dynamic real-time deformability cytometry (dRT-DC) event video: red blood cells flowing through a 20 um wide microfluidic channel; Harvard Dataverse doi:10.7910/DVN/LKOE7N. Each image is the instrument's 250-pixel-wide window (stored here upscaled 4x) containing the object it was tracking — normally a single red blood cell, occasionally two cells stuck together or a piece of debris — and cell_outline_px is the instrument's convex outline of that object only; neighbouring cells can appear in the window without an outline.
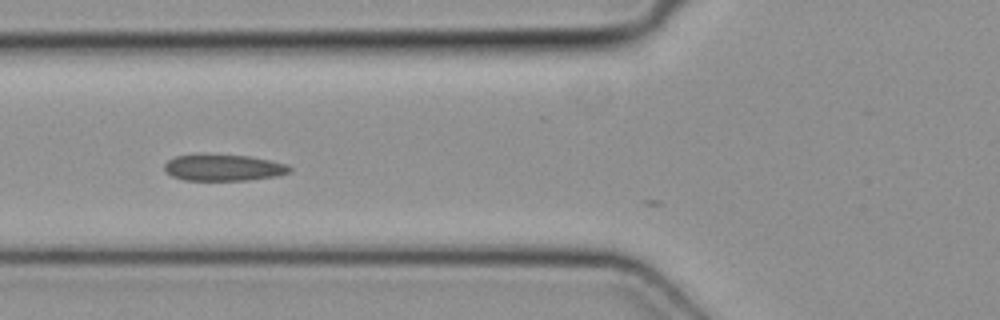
{"species": "common noctule bat (a hibernating species)", "species_latin": "Nyctalus noctula", "temperature_condition": "cold", "stored_images_in_passage": 7, "camera_frame_rate_fps": 3000, "um_per_image_px": 0.085, "animal": {"sex": "female", "body_mass_g": 19.3, "forearm_length_mm": 54.1}, "frame": {"image": 1, "passage_image": 2, "time_ms": 0.333, "image_size_px": [1000, 320], "cell_outline_px": [[292, 172], [276, 176], [248, 180], [184, 180], [172, 176], [164, 168], [164, 164], [168, 160], [176, 156], [200, 152], [248, 156], [288, 164], [292, 168]], "centroid_in_image_um": [18.98, 14.22], "position_along_channel_um": 106.8, "area_um2": 19.77}}
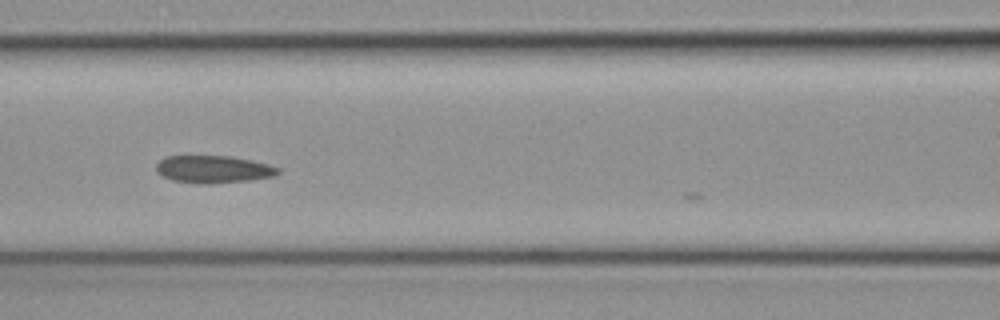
{"frame": {"image": 2, "passage_image": 5, "time_ms": 1.333, "image_size_px": [1000, 320], "cell_outline_px": [[280, 172], [276, 176], [248, 180], [208, 184], [200, 184], [172, 180], [156, 172], [156, 164], [164, 156], [232, 156], [252, 160], [268, 164], [280, 168]], "centroid_in_image_um": [18.14, 14.38], "position_along_channel_um": 148.5, "area_um2": 19.59}}